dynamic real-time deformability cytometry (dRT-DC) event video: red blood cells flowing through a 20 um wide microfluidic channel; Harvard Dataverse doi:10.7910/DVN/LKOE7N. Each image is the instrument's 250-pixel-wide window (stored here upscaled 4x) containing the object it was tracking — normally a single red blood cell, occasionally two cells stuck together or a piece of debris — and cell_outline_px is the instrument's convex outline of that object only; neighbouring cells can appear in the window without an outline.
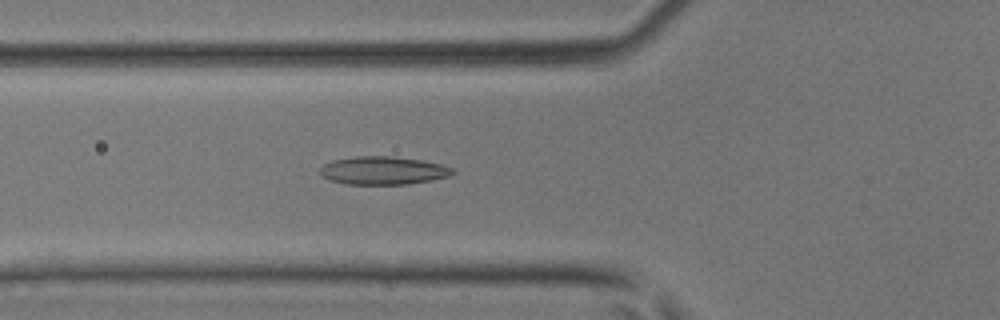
{"species": "common noctule bat (a hibernating species)", "species_latin": "Nyctalus noctula", "temperature_condition": "room temperature", "stored_images_in_passage": 46, "camera_frame_rate_fps": 3000, "um_per_image_px": 0.085, "animal": {"sex": "male", "body_mass_g": 17.9, "forearm_length_mm": 54.2}, "frame": {"image": 1, "passage_image": 17, "time_ms": 5.333, "image_size_px": [1000, 320], "cell_outline_px": [[456, 172], [448, 176], [432, 180], [408, 184], [344, 184], [320, 176], [320, 168], [324, 164], [332, 160], [356, 156], [392, 156], [420, 160], [440, 164], [452, 168]], "centroid_in_image_um": [32.54, 14.49], "position_along_channel_um": 93.3, "area_um2": 21.68}}
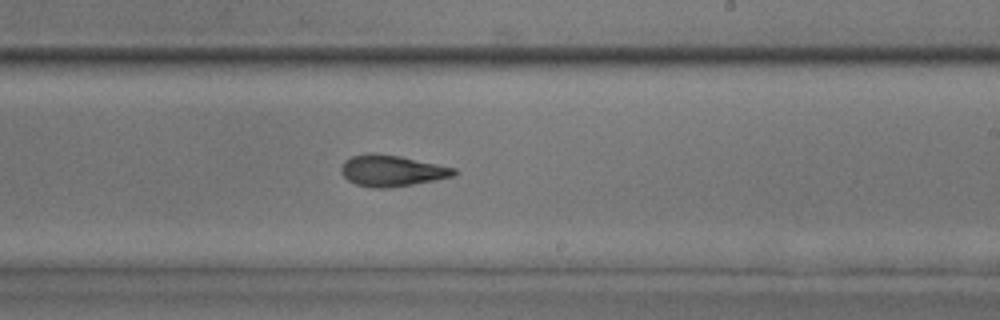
{"frame": {"image": 2, "passage_image": 28, "time_ms": 9.0, "image_size_px": [1000, 320], "cell_outline_px": [[456, 172], [452, 176], [412, 184], [388, 188], [372, 188], [356, 184], [348, 180], [340, 172], [340, 168], [344, 160], [352, 156], [400, 156], [456, 168]], "centroid_in_image_um": [33.29, 14.55], "position_along_channel_um": 255.7, "area_um2": 19.71}}
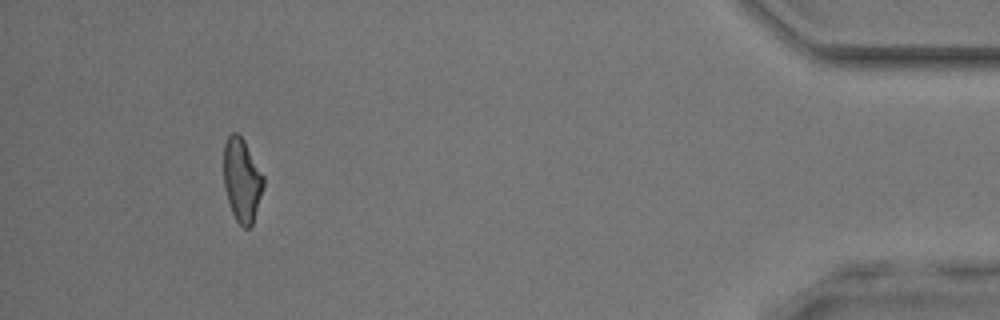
{"frame": {"image": 3, "passage_image": 43, "time_ms": 14.0, "image_size_px": [1000, 320], "cell_outline_px": [[264, 184], [252, 224], [248, 228], [244, 228], [236, 220], [232, 212], [224, 188], [224, 144], [228, 136], [232, 132], [236, 132], [244, 140], [264, 176]], "centroid_in_image_um": [20.55, 15.28], "position_along_channel_um": 414.6, "area_um2": 19.13}}